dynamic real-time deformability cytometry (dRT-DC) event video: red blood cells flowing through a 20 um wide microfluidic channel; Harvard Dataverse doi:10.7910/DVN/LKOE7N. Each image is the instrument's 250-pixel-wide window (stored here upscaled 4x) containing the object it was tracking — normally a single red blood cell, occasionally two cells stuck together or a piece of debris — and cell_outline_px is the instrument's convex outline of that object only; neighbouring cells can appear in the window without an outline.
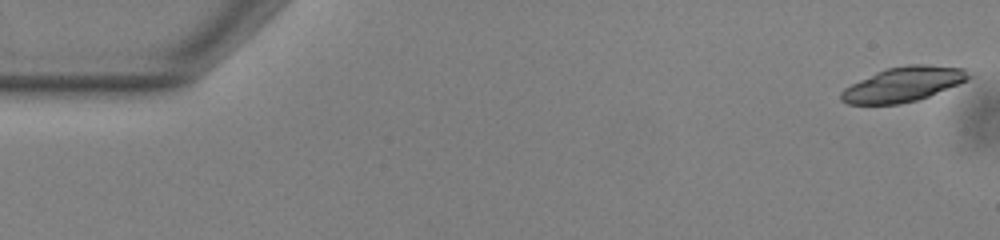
{"species": "common noctule bat (a hibernating species)", "species_latin": "Nyctalus noctula", "temperature_condition": "warm", "stored_images_in_passage": 14, "camera_frame_rate_fps": 3000, "um_per_image_px": 0.085, "animal": {"sex": "male", "body_mass_g": 13.0, "forearm_length_mm": 53.1}, "frame": {"image": 1, "passage_image": 1, "time_ms": 0.0, "image_size_px": [1000, 240], "cell_outline_px": [[972, 76], [968, 80], [960, 84], [928, 96], [916, 100], [900, 104], [848, 104], [840, 100], [840, 92], [844, 88], [884, 68], [908, 64], [928, 64], [964, 68]], "centroid_in_image_um": [76.79, 7.15], "position_along_channel_um": 8.2, "area_um2": 25.89}}